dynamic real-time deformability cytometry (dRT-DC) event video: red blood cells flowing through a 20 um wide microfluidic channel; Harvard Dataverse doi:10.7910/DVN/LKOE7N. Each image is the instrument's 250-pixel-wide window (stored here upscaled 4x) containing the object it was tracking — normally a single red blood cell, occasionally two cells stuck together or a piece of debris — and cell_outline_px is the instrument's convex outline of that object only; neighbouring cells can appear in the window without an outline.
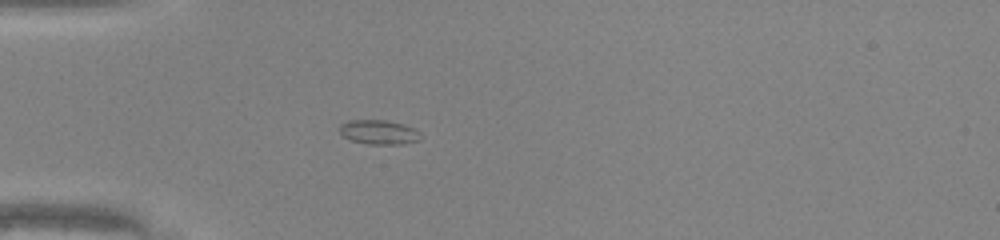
{"species": "common noctule bat (a hibernating species)", "species_latin": "Nyctalus noctula", "temperature_condition": "warm", "stored_images_in_passage": 35, "camera_frame_rate_fps": 3000, "um_per_image_px": 0.085, "animal": {"sex": "male", "body_mass_g": 20.0, "forearm_length_mm": 53.3}, "frame": {"image": 1, "passage_image": 1, "time_ms": 0.0, "image_size_px": [1000, 240], "cell_outline_px": [[420, 140], [404, 144], [368, 144], [352, 140], [344, 136], [340, 132], [340, 124], [348, 120], [384, 120], [404, 124], [420, 132]], "centroid_in_image_um": [32.21, 11.23], "position_along_channel_um": 52.8, "area_um2": 11.44}}
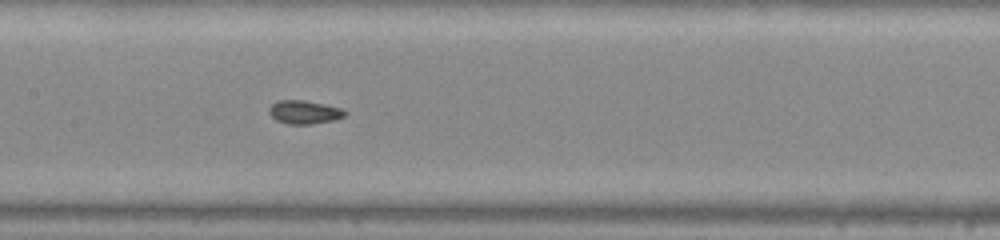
{"frame": {"image": 2, "passage_image": 11, "time_ms": 3.333, "image_size_px": [1000, 240], "cell_outline_px": [[348, 112], [344, 116], [336, 120], [312, 124], [288, 124], [276, 120], [268, 112], [268, 108], [276, 100], [304, 100], [324, 104], [340, 108]], "centroid_in_image_um": [25.86, 9.53], "position_along_channel_um": 181.5, "area_um2": 10.46}}
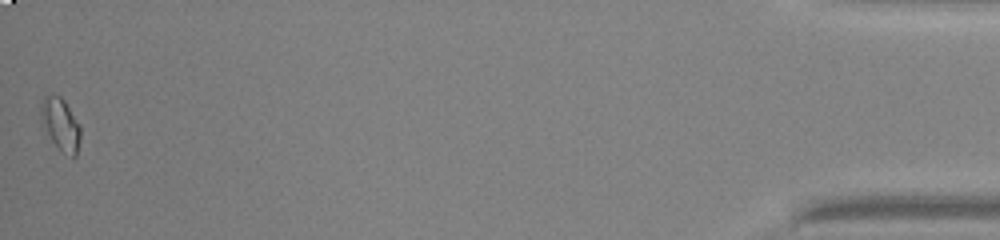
{"frame": {"image": 3, "passage_image": 35, "time_ms": 11.333, "image_size_px": [1000, 240], "cell_outline_px": [[80, 140], [76, 156], [72, 156], [60, 148], [52, 140], [40, 124], [40, 104], [44, 96], [60, 96], [64, 100], [80, 124]], "centroid_in_image_um": [5.13, 10.53], "position_along_channel_um": 430.1, "area_um2": 11.96}, "authors_computed_cell_mechanics": {"area_um2": 10.2306, "velocity_mm_per_s": 4.2496, "shape_relaxation_time_tau1_ms": 6.1744, "shape_relaxation_time_tau2_ms": 0.8979, "deformation_change_tau1": 0.1472, "deformation_change_tau2": 0.0491}}